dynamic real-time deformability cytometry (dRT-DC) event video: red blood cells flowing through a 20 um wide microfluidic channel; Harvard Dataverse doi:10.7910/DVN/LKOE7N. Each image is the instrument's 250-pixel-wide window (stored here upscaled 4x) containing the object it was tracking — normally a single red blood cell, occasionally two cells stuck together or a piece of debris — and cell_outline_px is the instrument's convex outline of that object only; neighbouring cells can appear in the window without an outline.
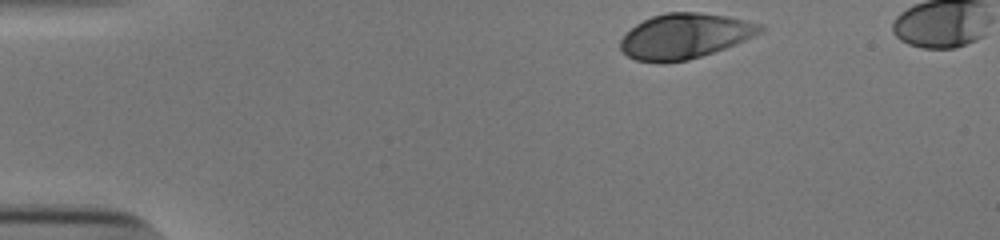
{"species": "human", "species_latin": "Homo sapiens", "temperature_condition": "cold", "stored_images_in_passage": 10, "camera_frame_rate_fps": 3000, "um_per_image_px": 0.085, "donor": {"sex": "male"}, "frame": {"image": 1, "passage_image": 1, "time_ms": 0.0, "image_size_px": [1000, 240], "cell_outline_px": [[764, 32], [724, 48], [688, 60], [636, 60], [628, 56], [620, 48], [620, 40], [636, 24], [652, 16], [664, 12], [700, 12], [728, 16], [764, 24]], "centroid_in_image_um": [58.27, 3.02], "position_along_channel_um": 26.7, "area_um2": 36.13}}